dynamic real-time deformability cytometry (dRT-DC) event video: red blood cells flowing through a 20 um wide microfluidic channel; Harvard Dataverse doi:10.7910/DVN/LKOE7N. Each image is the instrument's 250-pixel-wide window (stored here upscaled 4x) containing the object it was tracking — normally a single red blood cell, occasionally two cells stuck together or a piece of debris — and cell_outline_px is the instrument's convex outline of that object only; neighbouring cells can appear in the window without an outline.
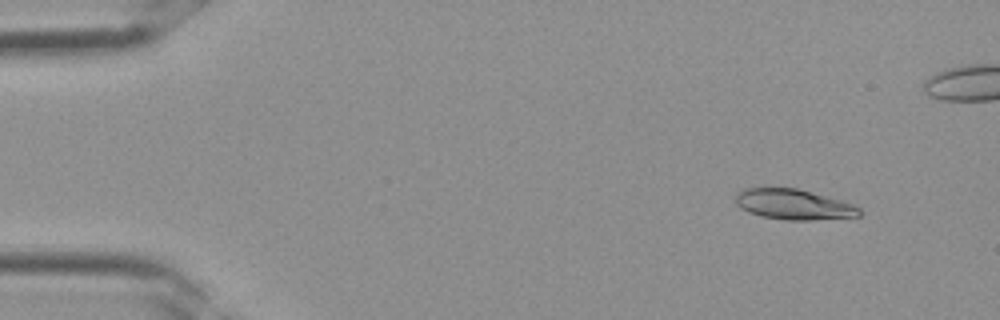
{"species": "Egyptian fruit bat (a non-hibernating species)", "species_latin": "Rousettus aegyptiacus", "temperature_condition": "room temperature", "stored_images_in_passage": 4, "camera_frame_rate_fps": 3000, "um_per_image_px": 0.085, "frame": {"image": 1, "passage_image": 1, "time_ms": 0.0, "image_size_px": [1000, 320], "cell_outline_px": [[860, 216], [812, 220], [784, 220], [760, 216], [748, 212], [740, 208], [736, 204], [736, 196], [744, 188], [796, 188], [840, 200], [852, 204], [860, 208]], "centroid_in_image_um": [67.44, 17.39], "position_along_channel_um": 17.6, "area_um2": 21.73}}